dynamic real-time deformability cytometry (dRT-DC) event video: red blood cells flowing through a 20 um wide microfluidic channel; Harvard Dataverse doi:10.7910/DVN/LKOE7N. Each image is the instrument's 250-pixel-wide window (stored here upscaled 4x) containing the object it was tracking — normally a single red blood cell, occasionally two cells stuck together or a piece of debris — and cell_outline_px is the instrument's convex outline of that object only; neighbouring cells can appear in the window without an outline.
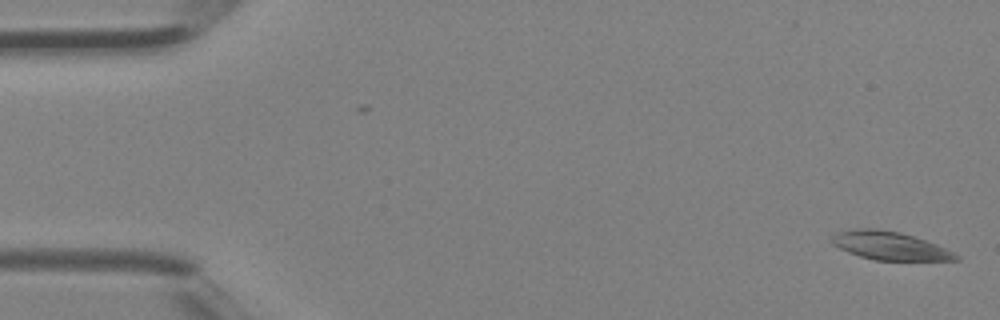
{"species": "Egyptian fruit bat (a non-hibernating species)", "species_latin": "Rousettus aegyptiacus", "temperature_condition": "room temperature", "stored_images_in_passage": 3, "camera_frame_rate_fps": 3000, "um_per_image_px": 0.085, "animal": {"sex": "female"}, "frame": {"image": 1, "passage_image": 3, "time_ms": 0.667, "image_size_px": [1000, 320], "cell_outline_px": [[960, 260], [876, 260], [860, 256], [848, 252], [832, 244], [832, 236], [840, 232], [856, 228], [876, 228], [900, 232], [936, 244], [960, 256]], "centroid_in_image_um": [75.62, 20.89], "position_along_channel_um": 9.4, "area_um2": 20.11}}